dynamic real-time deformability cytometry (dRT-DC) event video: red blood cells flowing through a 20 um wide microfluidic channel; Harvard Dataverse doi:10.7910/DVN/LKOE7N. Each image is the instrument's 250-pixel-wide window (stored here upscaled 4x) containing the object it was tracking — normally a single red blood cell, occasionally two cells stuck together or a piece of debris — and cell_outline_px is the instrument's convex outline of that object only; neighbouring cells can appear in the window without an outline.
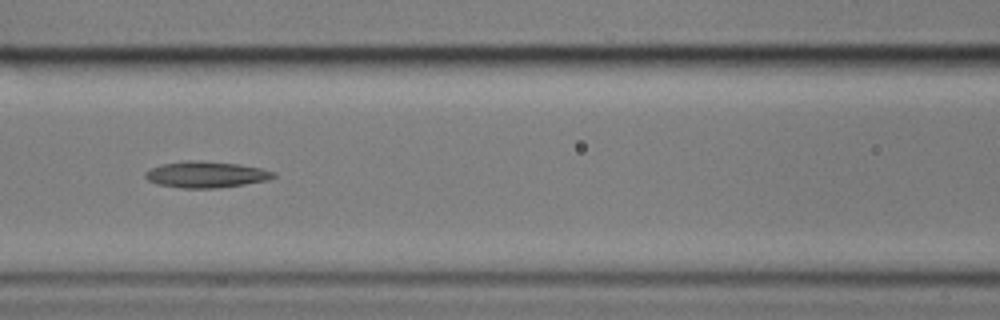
{"species": "common noctule bat (a hibernating species)", "species_latin": "Nyctalus noctula", "temperature_condition": "cold", "stored_images_in_passage": 4, "camera_frame_rate_fps": 3000, "um_per_image_px": 0.085, "animal": {"sex": "male", "body_mass_g": 17.9}, "frame": {"image": 1, "passage_image": 3, "time_ms": 0.667, "image_size_px": [1000, 320], "cell_outline_px": [[276, 176], [268, 180], [220, 188], [184, 188], [156, 184], [148, 180], [144, 176], [144, 172], [152, 168], [164, 164], [188, 160], [200, 160], [240, 164], [260, 168], [276, 172]], "centroid_in_image_um": [17.53, 14.83], "position_along_channel_um": 149.1, "area_um2": 19.65}}
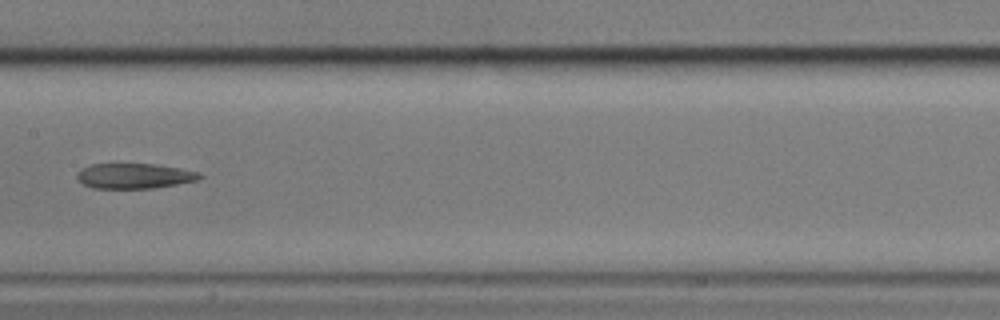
{"frame": {"image": 2, "passage_image": 4, "time_ms": 1.0, "image_size_px": [1000, 320], "cell_outline_px": [[204, 176], [196, 180], [176, 184], [152, 188], [92, 188], [84, 184], [76, 176], [76, 172], [80, 168], [92, 164], [156, 164], [180, 168], [200, 172]], "centroid_in_image_um": [11.41, 14.94], "position_along_channel_um": 196.0, "area_um2": 17.98}}